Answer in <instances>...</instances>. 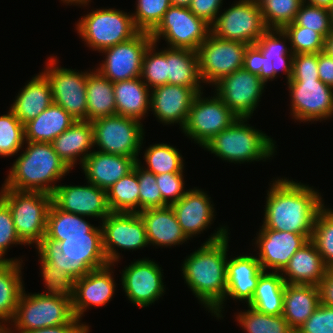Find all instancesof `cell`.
Returning <instances> with one entry per match:
<instances>
[{
  "instance_id": "11",
  "label": "cell",
  "mask_w": 333,
  "mask_h": 333,
  "mask_svg": "<svg viewBox=\"0 0 333 333\" xmlns=\"http://www.w3.org/2000/svg\"><path fill=\"white\" fill-rule=\"evenodd\" d=\"M248 44L209 34L197 50L202 82L215 85L222 78L242 69Z\"/></svg>"
},
{
  "instance_id": "40",
  "label": "cell",
  "mask_w": 333,
  "mask_h": 333,
  "mask_svg": "<svg viewBox=\"0 0 333 333\" xmlns=\"http://www.w3.org/2000/svg\"><path fill=\"white\" fill-rule=\"evenodd\" d=\"M111 212L139 213V183L133 169L107 190Z\"/></svg>"
},
{
  "instance_id": "29",
  "label": "cell",
  "mask_w": 333,
  "mask_h": 333,
  "mask_svg": "<svg viewBox=\"0 0 333 333\" xmlns=\"http://www.w3.org/2000/svg\"><path fill=\"white\" fill-rule=\"evenodd\" d=\"M327 270L315 244L309 240L296 251L280 273L286 284L318 286Z\"/></svg>"
},
{
  "instance_id": "45",
  "label": "cell",
  "mask_w": 333,
  "mask_h": 333,
  "mask_svg": "<svg viewBox=\"0 0 333 333\" xmlns=\"http://www.w3.org/2000/svg\"><path fill=\"white\" fill-rule=\"evenodd\" d=\"M157 43L152 42L146 49L143 61L141 80L152 90L168 84L167 48L156 51Z\"/></svg>"
},
{
  "instance_id": "8",
  "label": "cell",
  "mask_w": 333,
  "mask_h": 333,
  "mask_svg": "<svg viewBox=\"0 0 333 333\" xmlns=\"http://www.w3.org/2000/svg\"><path fill=\"white\" fill-rule=\"evenodd\" d=\"M130 14L114 8H96L77 21V33L85 45L101 52L130 40L140 32Z\"/></svg>"
},
{
  "instance_id": "55",
  "label": "cell",
  "mask_w": 333,
  "mask_h": 333,
  "mask_svg": "<svg viewBox=\"0 0 333 333\" xmlns=\"http://www.w3.org/2000/svg\"><path fill=\"white\" fill-rule=\"evenodd\" d=\"M291 79H319L318 53L294 54Z\"/></svg>"
},
{
  "instance_id": "46",
  "label": "cell",
  "mask_w": 333,
  "mask_h": 333,
  "mask_svg": "<svg viewBox=\"0 0 333 333\" xmlns=\"http://www.w3.org/2000/svg\"><path fill=\"white\" fill-rule=\"evenodd\" d=\"M25 142L24 124L10 109L0 116V156L9 157L17 154Z\"/></svg>"
},
{
  "instance_id": "28",
  "label": "cell",
  "mask_w": 333,
  "mask_h": 333,
  "mask_svg": "<svg viewBox=\"0 0 333 333\" xmlns=\"http://www.w3.org/2000/svg\"><path fill=\"white\" fill-rule=\"evenodd\" d=\"M144 222L149 245L172 247L189 240L183 233L171 206L146 209L139 212Z\"/></svg>"
},
{
  "instance_id": "51",
  "label": "cell",
  "mask_w": 333,
  "mask_h": 333,
  "mask_svg": "<svg viewBox=\"0 0 333 333\" xmlns=\"http://www.w3.org/2000/svg\"><path fill=\"white\" fill-rule=\"evenodd\" d=\"M39 260L41 265V275L47 289L46 293L40 294L67 299L68 301L73 302L75 297L76 280L65 273H60V271L50 268V266L41 259Z\"/></svg>"
},
{
  "instance_id": "31",
  "label": "cell",
  "mask_w": 333,
  "mask_h": 333,
  "mask_svg": "<svg viewBox=\"0 0 333 333\" xmlns=\"http://www.w3.org/2000/svg\"><path fill=\"white\" fill-rule=\"evenodd\" d=\"M39 73L27 82L9 108L24 125L53 103L51 84L43 71Z\"/></svg>"
},
{
  "instance_id": "18",
  "label": "cell",
  "mask_w": 333,
  "mask_h": 333,
  "mask_svg": "<svg viewBox=\"0 0 333 333\" xmlns=\"http://www.w3.org/2000/svg\"><path fill=\"white\" fill-rule=\"evenodd\" d=\"M265 85L259 75L242 68L218 81L214 91L238 118L251 119Z\"/></svg>"
},
{
  "instance_id": "24",
  "label": "cell",
  "mask_w": 333,
  "mask_h": 333,
  "mask_svg": "<svg viewBox=\"0 0 333 333\" xmlns=\"http://www.w3.org/2000/svg\"><path fill=\"white\" fill-rule=\"evenodd\" d=\"M194 188L188 189L179 201L171 205L178 223L188 239L209 228L215 217L211 197L203 190Z\"/></svg>"
},
{
  "instance_id": "57",
  "label": "cell",
  "mask_w": 333,
  "mask_h": 333,
  "mask_svg": "<svg viewBox=\"0 0 333 333\" xmlns=\"http://www.w3.org/2000/svg\"><path fill=\"white\" fill-rule=\"evenodd\" d=\"M263 63L264 56L261 50L255 44L248 45L244 55L243 68L251 73L259 75Z\"/></svg>"
},
{
  "instance_id": "54",
  "label": "cell",
  "mask_w": 333,
  "mask_h": 333,
  "mask_svg": "<svg viewBox=\"0 0 333 333\" xmlns=\"http://www.w3.org/2000/svg\"><path fill=\"white\" fill-rule=\"evenodd\" d=\"M295 333H333V307L320 303Z\"/></svg>"
},
{
  "instance_id": "12",
  "label": "cell",
  "mask_w": 333,
  "mask_h": 333,
  "mask_svg": "<svg viewBox=\"0 0 333 333\" xmlns=\"http://www.w3.org/2000/svg\"><path fill=\"white\" fill-rule=\"evenodd\" d=\"M202 95L203 92L194 97L185 125L181 129L201 147L238 119L215 92L213 97L204 98Z\"/></svg>"
},
{
  "instance_id": "64",
  "label": "cell",
  "mask_w": 333,
  "mask_h": 333,
  "mask_svg": "<svg viewBox=\"0 0 333 333\" xmlns=\"http://www.w3.org/2000/svg\"><path fill=\"white\" fill-rule=\"evenodd\" d=\"M192 0H171V5L189 8Z\"/></svg>"
},
{
  "instance_id": "20",
  "label": "cell",
  "mask_w": 333,
  "mask_h": 333,
  "mask_svg": "<svg viewBox=\"0 0 333 333\" xmlns=\"http://www.w3.org/2000/svg\"><path fill=\"white\" fill-rule=\"evenodd\" d=\"M88 185H59L52 194V202L61 210L104 220L111 211L107 201V191L90 182Z\"/></svg>"
},
{
  "instance_id": "13",
  "label": "cell",
  "mask_w": 333,
  "mask_h": 333,
  "mask_svg": "<svg viewBox=\"0 0 333 333\" xmlns=\"http://www.w3.org/2000/svg\"><path fill=\"white\" fill-rule=\"evenodd\" d=\"M216 37L254 45L267 30L256 0H239L210 26Z\"/></svg>"
},
{
  "instance_id": "34",
  "label": "cell",
  "mask_w": 333,
  "mask_h": 333,
  "mask_svg": "<svg viewBox=\"0 0 333 333\" xmlns=\"http://www.w3.org/2000/svg\"><path fill=\"white\" fill-rule=\"evenodd\" d=\"M75 121L64 108L52 103L24 125L25 141L51 143Z\"/></svg>"
},
{
  "instance_id": "27",
  "label": "cell",
  "mask_w": 333,
  "mask_h": 333,
  "mask_svg": "<svg viewBox=\"0 0 333 333\" xmlns=\"http://www.w3.org/2000/svg\"><path fill=\"white\" fill-rule=\"evenodd\" d=\"M226 272L227 291L223 301L230 297L248 304L253 298L260 275L264 272L257 256L239 255L227 259Z\"/></svg>"
},
{
  "instance_id": "36",
  "label": "cell",
  "mask_w": 333,
  "mask_h": 333,
  "mask_svg": "<svg viewBox=\"0 0 333 333\" xmlns=\"http://www.w3.org/2000/svg\"><path fill=\"white\" fill-rule=\"evenodd\" d=\"M168 84L193 88L201 93L199 58L196 51L190 49L167 48Z\"/></svg>"
},
{
  "instance_id": "1",
  "label": "cell",
  "mask_w": 333,
  "mask_h": 333,
  "mask_svg": "<svg viewBox=\"0 0 333 333\" xmlns=\"http://www.w3.org/2000/svg\"><path fill=\"white\" fill-rule=\"evenodd\" d=\"M230 233L221 226L182 264V274L197 300L215 317L221 314L227 291V252Z\"/></svg>"
},
{
  "instance_id": "50",
  "label": "cell",
  "mask_w": 333,
  "mask_h": 333,
  "mask_svg": "<svg viewBox=\"0 0 333 333\" xmlns=\"http://www.w3.org/2000/svg\"><path fill=\"white\" fill-rule=\"evenodd\" d=\"M293 54L320 53L324 51L325 38L313 29L303 26H285Z\"/></svg>"
},
{
  "instance_id": "26",
  "label": "cell",
  "mask_w": 333,
  "mask_h": 333,
  "mask_svg": "<svg viewBox=\"0 0 333 333\" xmlns=\"http://www.w3.org/2000/svg\"><path fill=\"white\" fill-rule=\"evenodd\" d=\"M138 159L93 150L85 158L81 168L87 182L107 191L119 179L134 169Z\"/></svg>"
},
{
  "instance_id": "65",
  "label": "cell",
  "mask_w": 333,
  "mask_h": 333,
  "mask_svg": "<svg viewBox=\"0 0 333 333\" xmlns=\"http://www.w3.org/2000/svg\"><path fill=\"white\" fill-rule=\"evenodd\" d=\"M330 17H331V25L333 28V5L330 7Z\"/></svg>"
},
{
  "instance_id": "9",
  "label": "cell",
  "mask_w": 333,
  "mask_h": 333,
  "mask_svg": "<svg viewBox=\"0 0 333 333\" xmlns=\"http://www.w3.org/2000/svg\"><path fill=\"white\" fill-rule=\"evenodd\" d=\"M91 123L97 151L138 158L144 140V125L139 120L116 114Z\"/></svg>"
},
{
  "instance_id": "6",
  "label": "cell",
  "mask_w": 333,
  "mask_h": 333,
  "mask_svg": "<svg viewBox=\"0 0 333 333\" xmlns=\"http://www.w3.org/2000/svg\"><path fill=\"white\" fill-rule=\"evenodd\" d=\"M10 323L15 325L14 331L9 327L2 333H24L34 329L81 322L74 315L72 302L67 299L40 293L26 294L24 288L19 297L15 316Z\"/></svg>"
},
{
  "instance_id": "53",
  "label": "cell",
  "mask_w": 333,
  "mask_h": 333,
  "mask_svg": "<svg viewBox=\"0 0 333 333\" xmlns=\"http://www.w3.org/2000/svg\"><path fill=\"white\" fill-rule=\"evenodd\" d=\"M183 172L163 173L156 175V183L162 195L163 201L171 206L179 201L188 191L184 189L185 182Z\"/></svg>"
},
{
  "instance_id": "5",
  "label": "cell",
  "mask_w": 333,
  "mask_h": 333,
  "mask_svg": "<svg viewBox=\"0 0 333 333\" xmlns=\"http://www.w3.org/2000/svg\"><path fill=\"white\" fill-rule=\"evenodd\" d=\"M247 120L249 118H238L202 148L224 161L235 164L263 159L266 161L273 157L276 152V142L266 133L250 126Z\"/></svg>"
},
{
  "instance_id": "39",
  "label": "cell",
  "mask_w": 333,
  "mask_h": 333,
  "mask_svg": "<svg viewBox=\"0 0 333 333\" xmlns=\"http://www.w3.org/2000/svg\"><path fill=\"white\" fill-rule=\"evenodd\" d=\"M96 227L85 220V216L68 213L53 202L48 211L46 232L43 238L61 241V236H86Z\"/></svg>"
},
{
  "instance_id": "49",
  "label": "cell",
  "mask_w": 333,
  "mask_h": 333,
  "mask_svg": "<svg viewBox=\"0 0 333 333\" xmlns=\"http://www.w3.org/2000/svg\"><path fill=\"white\" fill-rule=\"evenodd\" d=\"M139 183V212L146 209L168 206L162 199L156 183V175L143 168L138 159L134 166Z\"/></svg>"
},
{
  "instance_id": "19",
  "label": "cell",
  "mask_w": 333,
  "mask_h": 333,
  "mask_svg": "<svg viewBox=\"0 0 333 333\" xmlns=\"http://www.w3.org/2000/svg\"><path fill=\"white\" fill-rule=\"evenodd\" d=\"M162 271L149 258L136 260L126 266L121 274V284L128 300L139 308L154 304L165 292Z\"/></svg>"
},
{
  "instance_id": "43",
  "label": "cell",
  "mask_w": 333,
  "mask_h": 333,
  "mask_svg": "<svg viewBox=\"0 0 333 333\" xmlns=\"http://www.w3.org/2000/svg\"><path fill=\"white\" fill-rule=\"evenodd\" d=\"M267 29H283L295 20L303 0H256Z\"/></svg>"
},
{
  "instance_id": "58",
  "label": "cell",
  "mask_w": 333,
  "mask_h": 333,
  "mask_svg": "<svg viewBox=\"0 0 333 333\" xmlns=\"http://www.w3.org/2000/svg\"><path fill=\"white\" fill-rule=\"evenodd\" d=\"M318 74L323 83L333 88V57L324 51L318 53Z\"/></svg>"
},
{
  "instance_id": "25",
  "label": "cell",
  "mask_w": 333,
  "mask_h": 333,
  "mask_svg": "<svg viewBox=\"0 0 333 333\" xmlns=\"http://www.w3.org/2000/svg\"><path fill=\"white\" fill-rule=\"evenodd\" d=\"M286 39L289 37L282 29H267L255 43L264 56L259 76L265 84L275 80L281 70L287 75V81L291 79L294 54L287 48Z\"/></svg>"
},
{
  "instance_id": "7",
  "label": "cell",
  "mask_w": 333,
  "mask_h": 333,
  "mask_svg": "<svg viewBox=\"0 0 333 333\" xmlns=\"http://www.w3.org/2000/svg\"><path fill=\"white\" fill-rule=\"evenodd\" d=\"M0 198L10 208L15 230L24 245H38L45 236L52 195L2 188Z\"/></svg>"
},
{
  "instance_id": "42",
  "label": "cell",
  "mask_w": 333,
  "mask_h": 333,
  "mask_svg": "<svg viewBox=\"0 0 333 333\" xmlns=\"http://www.w3.org/2000/svg\"><path fill=\"white\" fill-rule=\"evenodd\" d=\"M240 311L236 320L247 333H295L283 315H268L248 306Z\"/></svg>"
},
{
  "instance_id": "15",
  "label": "cell",
  "mask_w": 333,
  "mask_h": 333,
  "mask_svg": "<svg viewBox=\"0 0 333 333\" xmlns=\"http://www.w3.org/2000/svg\"><path fill=\"white\" fill-rule=\"evenodd\" d=\"M101 222L103 250L109 264L120 261L116 247L133 251L149 245L139 213L111 212Z\"/></svg>"
},
{
  "instance_id": "3",
  "label": "cell",
  "mask_w": 333,
  "mask_h": 333,
  "mask_svg": "<svg viewBox=\"0 0 333 333\" xmlns=\"http://www.w3.org/2000/svg\"><path fill=\"white\" fill-rule=\"evenodd\" d=\"M99 226L86 236H61L59 242L42 238L35 247L39 258L50 268L75 280L109 265L103 250L102 228Z\"/></svg>"
},
{
  "instance_id": "2",
  "label": "cell",
  "mask_w": 333,
  "mask_h": 333,
  "mask_svg": "<svg viewBox=\"0 0 333 333\" xmlns=\"http://www.w3.org/2000/svg\"><path fill=\"white\" fill-rule=\"evenodd\" d=\"M267 193L261 229H274L312 237L317 213L324 207L316 189L287 178L275 179Z\"/></svg>"
},
{
  "instance_id": "61",
  "label": "cell",
  "mask_w": 333,
  "mask_h": 333,
  "mask_svg": "<svg viewBox=\"0 0 333 333\" xmlns=\"http://www.w3.org/2000/svg\"><path fill=\"white\" fill-rule=\"evenodd\" d=\"M324 52L333 57V30L331 33L325 38L324 43Z\"/></svg>"
},
{
  "instance_id": "22",
  "label": "cell",
  "mask_w": 333,
  "mask_h": 333,
  "mask_svg": "<svg viewBox=\"0 0 333 333\" xmlns=\"http://www.w3.org/2000/svg\"><path fill=\"white\" fill-rule=\"evenodd\" d=\"M198 93L190 87L165 84L151 90L150 110L163 125H185L194 97Z\"/></svg>"
},
{
  "instance_id": "21",
  "label": "cell",
  "mask_w": 333,
  "mask_h": 333,
  "mask_svg": "<svg viewBox=\"0 0 333 333\" xmlns=\"http://www.w3.org/2000/svg\"><path fill=\"white\" fill-rule=\"evenodd\" d=\"M256 235L260 266L264 271L269 268L273 272H281L296 251L310 240L303 234L274 229H260Z\"/></svg>"
},
{
  "instance_id": "56",
  "label": "cell",
  "mask_w": 333,
  "mask_h": 333,
  "mask_svg": "<svg viewBox=\"0 0 333 333\" xmlns=\"http://www.w3.org/2000/svg\"><path fill=\"white\" fill-rule=\"evenodd\" d=\"M222 5L223 0H192L189 9L211 26L215 22Z\"/></svg>"
},
{
  "instance_id": "63",
  "label": "cell",
  "mask_w": 333,
  "mask_h": 333,
  "mask_svg": "<svg viewBox=\"0 0 333 333\" xmlns=\"http://www.w3.org/2000/svg\"><path fill=\"white\" fill-rule=\"evenodd\" d=\"M64 4L66 3V4H68V5H72V4H74L75 6L77 5V6H86V5H88V3H90L91 2V0H61Z\"/></svg>"
},
{
  "instance_id": "23",
  "label": "cell",
  "mask_w": 333,
  "mask_h": 333,
  "mask_svg": "<svg viewBox=\"0 0 333 333\" xmlns=\"http://www.w3.org/2000/svg\"><path fill=\"white\" fill-rule=\"evenodd\" d=\"M112 264L90 271L75 281V297L72 302L74 315L81 321L89 306H104L115 293Z\"/></svg>"
},
{
  "instance_id": "48",
  "label": "cell",
  "mask_w": 333,
  "mask_h": 333,
  "mask_svg": "<svg viewBox=\"0 0 333 333\" xmlns=\"http://www.w3.org/2000/svg\"><path fill=\"white\" fill-rule=\"evenodd\" d=\"M136 11L132 13L135 26L140 32L151 33L171 6V0H136Z\"/></svg>"
},
{
  "instance_id": "14",
  "label": "cell",
  "mask_w": 333,
  "mask_h": 333,
  "mask_svg": "<svg viewBox=\"0 0 333 333\" xmlns=\"http://www.w3.org/2000/svg\"><path fill=\"white\" fill-rule=\"evenodd\" d=\"M57 60V57H49L43 69L51 84L53 103L64 108L74 119L87 120L88 71L59 67Z\"/></svg>"
},
{
  "instance_id": "41",
  "label": "cell",
  "mask_w": 333,
  "mask_h": 333,
  "mask_svg": "<svg viewBox=\"0 0 333 333\" xmlns=\"http://www.w3.org/2000/svg\"><path fill=\"white\" fill-rule=\"evenodd\" d=\"M144 160L147 168L155 175L183 172L184 163L180 151L167 143L150 145L145 150Z\"/></svg>"
},
{
  "instance_id": "62",
  "label": "cell",
  "mask_w": 333,
  "mask_h": 333,
  "mask_svg": "<svg viewBox=\"0 0 333 333\" xmlns=\"http://www.w3.org/2000/svg\"><path fill=\"white\" fill-rule=\"evenodd\" d=\"M307 3L317 5L319 7H325L330 9V7L333 5V0H303Z\"/></svg>"
},
{
  "instance_id": "38",
  "label": "cell",
  "mask_w": 333,
  "mask_h": 333,
  "mask_svg": "<svg viewBox=\"0 0 333 333\" xmlns=\"http://www.w3.org/2000/svg\"><path fill=\"white\" fill-rule=\"evenodd\" d=\"M285 285L281 273L264 271L247 306L264 314L282 315Z\"/></svg>"
},
{
  "instance_id": "30",
  "label": "cell",
  "mask_w": 333,
  "mask_h": 333,
  "mask_svg": "<svg viewBox=\"0 0 333 333\" xmlns=\"http://www.w3.org/2000/svg\"><path fill=\"white\" fill-rule=\"evenodd\" d=\"M54 151L72 170L80 157V165L94 146L92 123L76 120L75 123L51 142Z\"/></svg>"
},
{
  "instance_id": "16",
  "label": "cell",
  "mask_w": 333,
  "mask_h": 333,
  "mask_svg": "<svg viewBox=\"0 0 333 333\" xmlns=\"http://www.w3.org/2000/svg\"><path fill=\"white\" fill-rule=\"evenodd\" d=\"M290 115L301 122H320L333 116V88L320 79H290Z\"/></svg>"
},
{
  "instance_id": "35",
  "label": "cell",
  "mask_w": 333,
  "mask_h": 333,
  "mask_svg": "<svg viewBox=\"0 0 333 333\" xmlns=\"http://www.w3.org/2000/svg\"><path fill=\"white\" fill-rule=\"evenodd\" d=\"M21 270L22 262L0 261V333L9 327L15 316L24 289Z\"/></svg>"
},
{
  "instance_id": "44",
  "label": "cell",
  "mask_w": 333,
  "mask_h": 333,
  "mask_svg": "<svg viewBox=\"0 0 333 333\" xmlns=\"http://www.w3.org/2000/svg\"><path fill=\"white\" fill-rule=\"evenodd\" d=\"M310 240L315 244L327 269H333V209L324 206L317 213Z\"/></svg>"
},
{
  "instance_id": "37",
  "label": "cell",
  "mask_w": 333,
  "mask_h": 333,
  "mask_svg": "<svg viewBox=\"0 0 333 333\" xmlns=\"http://www.w3.org/2000/svg\"><path fill=\"white\" fill-rule=\"evenodd\" d=\"M86 99L87 121L116 115L113 83L97 70L88 72Z\"/></svg>"
},
{
  "instance_id": "52",
  "label": "cell",
  "mask_w": 333,
  "mask_h": 333,
  "mask_svg": "<svg viewBox=\"0 0 333 333\" xmlns=\"http://www.w3.org/2000/svg\"><path fill=\"white\" fill-rule=\"evenodd\" d=\"M16 244L23 245L15 230L11 210L0 198V261L23 262L22 259L5 258L9 246ZM4 256V257H3Z\"/></svg>"
},
{
  "instance_id": "60",
  "label": "cell",
  "mask_w": 333,
  "mask_h": 333,
  "mask_svg": "<svg viewBox=\"0 0 333 333\" xmlns=\"http://www.w3.org/2000/svg\"><path fill=\"white\" fill-rule=\"evenodd\" d=\"M320 291V303L333 307V269H328L325 277L318 285Z\"/></svg>"
},
{
  "instance_id": "4",
  "label": "cell",
  "mask_w": 333,
  "mask_h": 333,
  "mask_svg": "<svg viewBox=\"0 0 333 333\" xmlns=\"http://www.w3.org/2000/svg\"><path fill=\"white\" fill-rule=\"evenodd\" d=\"M25 143V150L16 158L2 188L52 195L58 186L55 183L67 175L70 168L54 151L51 143Z\"/></svg>"
},
{
  "instance_id": "32",
  "label": "cell",
  "mask_w": 333,
  "mask_h": 333,
  "mask_svg": "<svg viewBox=\"0 0 333 333\" xmlns=\"http://www.w3.org/2000/svg\"><path fill=\"white\" fill-rule=\"evenodd\" d=\"M319 304L320 291L318 286L285 285L282 315L294 331L314 313Z\"/></svg>"
},
{
  "instance_id": "33",
  "label": "cell",
  "mask_w": 333,
  "mask_h": 333,
  "mask_svg": "<svg viewBox=\"0 0 333 333\" xmlns=\"http://www.w3.org/2000/svg\"><path fill=\"white\" fill-rule=\"evenodd\" d=\"M116 114L141 121L150 109L151 90L136 77L113 83Z\"/></svg>"
},
{
  "instance_id": "10",
  "label": "cell",
  "mask_w": 333,
  "mask_h": 333,
  "mask_svg": "<svg viewBox=\"0 0 333 333\" xmlns=\"http://www.w3.org/2000/svg\"><path fill=\"white\" fill-rule=\"evenodd\" d=\"M210 33V25L198 18L189 8L171 5L150 36L156 43L163 37L170 48L197 52Z\"/></svg>"
},
{
  "instance_id": "59",
  "label": "cell",
  "mask_w": 333,
  "mask_h": 333,
  "mask_svg": "<svg viewBox=\"0 0 333 333\" xmlns=\"http://www.w3.org/2000/svg\"><path fill=\"white\" fill-rule=\"evenodd\" d=\"M89 327L84 323H67L54 327L34 329L24 333H89Z\"/></svg>"
},
{
  "instance_id": "47",
  "label": "cell",
  "mask_w": 333,
  "mask_h": 333,
  "mask_svg": "<svg viewBox=\"0 0 333 333\" xmlns=\"http://www.w3.org/2000/svg\"><path fill=\"white\" fill-rule=\"evenodd\" d=\"M287 26H303L313 29L326 38L333 30L330 9L302 2L295 20Z\"/></svg>"
},
{
  "instance_id": "17",
  "label": "cell",
  "mask_w": 333,
  "mask_h": 333,
  "mask_svg": "<svg viewBox=\"0 0 333 333\" xmlns=\"http://www.w3.org/2000/svg\"><path fill=\"white\" fill-rule=\"evenodd\" d=\"M150 33L139 32L125 42L104 49L106 58L96 69L112 83L141 77L143 56L152 43Z\"/></svg>"
}]
</instances>
